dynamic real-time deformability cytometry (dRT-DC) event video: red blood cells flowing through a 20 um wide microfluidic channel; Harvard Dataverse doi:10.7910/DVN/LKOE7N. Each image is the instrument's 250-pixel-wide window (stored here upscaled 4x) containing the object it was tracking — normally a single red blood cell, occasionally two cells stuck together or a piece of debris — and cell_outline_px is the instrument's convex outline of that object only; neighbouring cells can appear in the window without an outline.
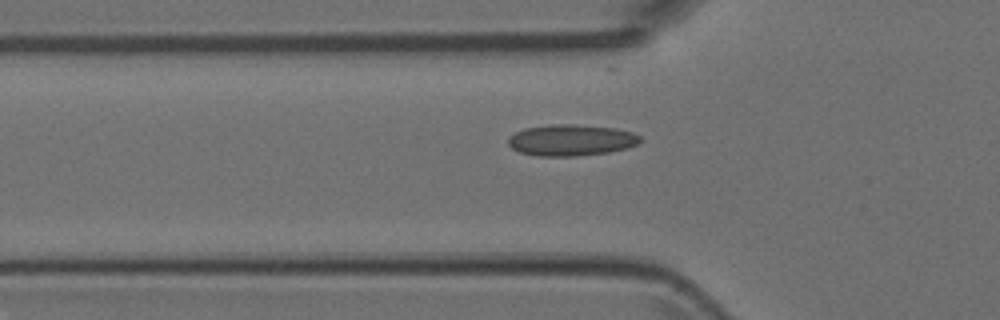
{"species": "Egyptian fruit bat (a non-hibernating species)", "species_latin": "Rousettus aegyptiacus", "temperature_condition": "room temperature", "stored_images_in_passage": 7, "segment_of_instrument_passage": [2, 2], "camera_frame_rate_fps": 3000, "um_per_image_px": 0.085, "animal": {"sex": "female"}, "frame": {"image": 1, "passage_image": 7, "time_ms": 2.0, "image_size_px": [1000, 320], "cell_outline_px": [[640, 140], [636, 144], [628, 148], [608, 152], [576, 156], [536, 156], [520, 152], [512, 148], [508, 144], [508, 136], [524, 128], [552, 124], [572, 124], [616, 128], [632, 132], [640, 136]], "centroid_in_image_um": [48.52, 11.91], "position_along_channel_um": 77.3, "area_um2": 24.1}}